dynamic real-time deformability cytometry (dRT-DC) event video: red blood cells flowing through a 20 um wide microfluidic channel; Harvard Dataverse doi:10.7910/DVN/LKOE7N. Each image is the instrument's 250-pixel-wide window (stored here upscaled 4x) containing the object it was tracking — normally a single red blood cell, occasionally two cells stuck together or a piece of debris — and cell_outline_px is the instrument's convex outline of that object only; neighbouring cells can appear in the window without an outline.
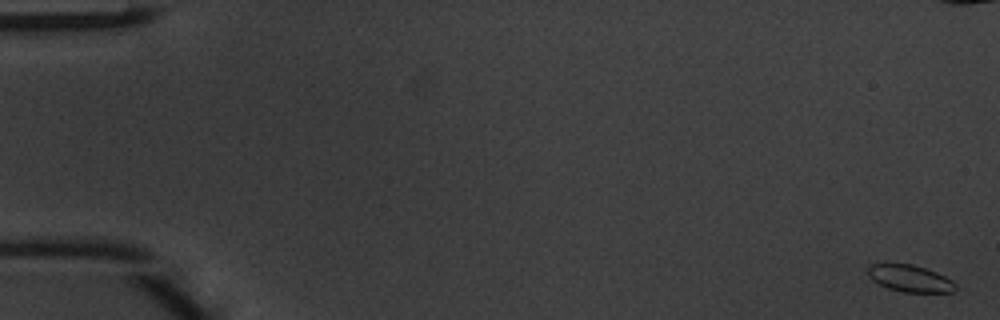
{"species": "common noctule bat (a hibernating species)", "species_latin": "Nyctalus noctula", "temperature_condition": "warm", "stored_images_in_passage": 51, "camera_frame_rate_fps": 3000, "um_per_image_px": 0.085, "animal": {"sex": "male", "body_mass_g": 20.1, "forearm_length_mm": 53.5}, "frame": {"image": 1, "passage_image": 1, "time_ms": 0.0, "image_size_px": [1000, 320], "cell_outline_px": [[956, 288], [952, 292], [904, 292], [888, 288], [872, 280], [868, 276], [868, 264], [884, 260], [912, 264], [936, 272], [952, 280], [956, 284]], "centroid_in_image_um": [77.26, 23.61], "position_along_channel_um": 7.7, "area_um2": 14.22}}
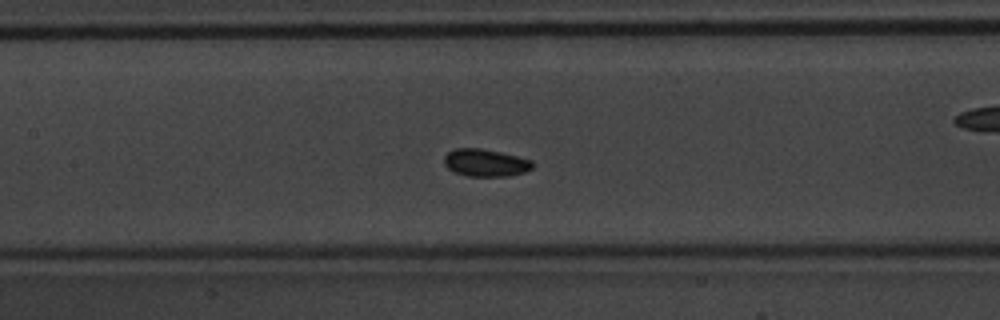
{"frame": {"image": 2, "passage_image": 24, "time_ms": 7.667, "image_size_px": [1000, 320], "cell_outline_px": [[536, 164], [532, 168], [524, 172], [508, 176], [468, 176], [456, 172], [448, 168], [444, 164], [444, 156], [448, 152], [456, 148], [480, 148], [500, 152], [532, 160]], "centroid_in_image_um": [41.28, 13.83], "position_along_channel_um": 166.1, "area_um2": 14.1}}
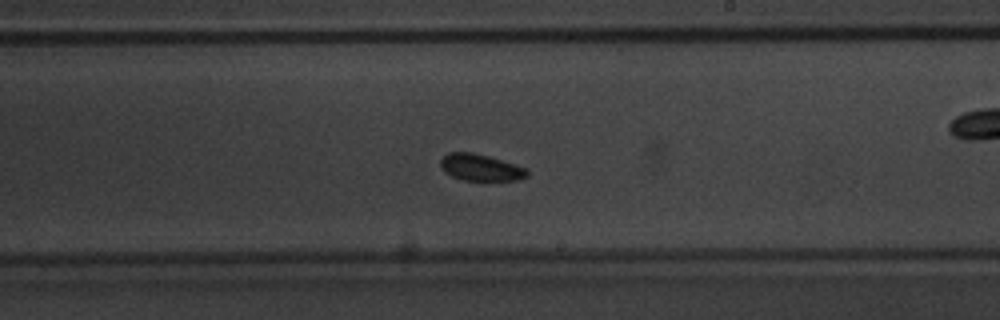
{"frame": {"image": 3, "passage_image": 30, "time_ms": 9.667, "image_size_px": [1000, 320], "cell_outline_px": [[528, 176], [516, 180], [464, 180], [452, 176], [444, 172], [440, 168], [440, 160], [448, 152], [472, 152], [488, 156], [516, 164], [528, 168]], "centroid_in_image_um": [40.85, 14.23], "position_along_channel_um": 248.2, "area_um2": 13.53}, "authors_computed_cell_mechanics": {"area_um2": 13.6408, "velocity_mm_per_s": 4.1144, "shape_relaxation_time_tau1_ms": null, "shape_relaxation_time_tau2_ms": 4.1045, "deformation_change_tau1": null, "deformation_change_tau2": 0.0408}}